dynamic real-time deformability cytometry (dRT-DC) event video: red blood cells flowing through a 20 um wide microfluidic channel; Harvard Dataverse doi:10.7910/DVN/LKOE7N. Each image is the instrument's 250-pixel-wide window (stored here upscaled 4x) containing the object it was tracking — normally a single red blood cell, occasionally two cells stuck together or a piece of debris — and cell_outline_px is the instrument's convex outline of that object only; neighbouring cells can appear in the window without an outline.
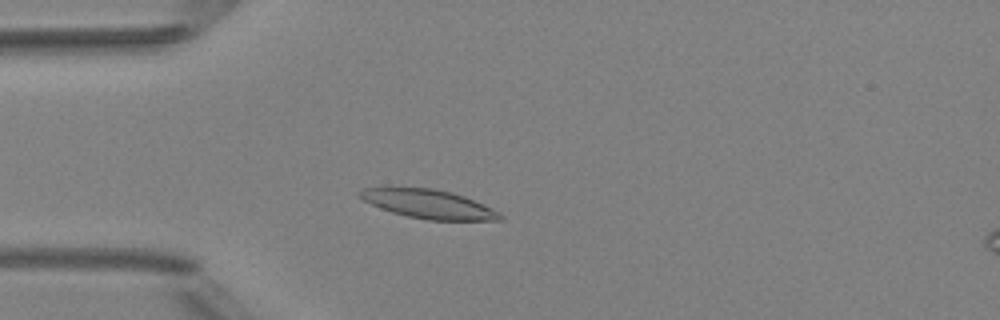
{"species": "Egyptian fruit bat (a non-hibernating species)", "species_latin": "Rousettus aegyptiacus", "temperature_condition": "room temperature", "stored_images_in_passage": 4, "camera_frame_rate_fps": 3000, "um_per_image_px": 0.085, "animal": {"sex": "female"}, "frame": {"image": 1, "passage_image": 4, "time_ms": 3.333, "image_size_px": [1000, 320], "cell_outline_px": [[504, 216], [500, 220], [428, 220], [408, 216], [392, 212], [380, 208], [364, 200], [356, 192], [364, 188], [432, 188], [452, 192], [464, 196], [484, 204], [500, 212]], "centroid_in_image_um": [36.47, 17.35], "position_along_channel_um": 48.5, "area_um2": 23.35}}